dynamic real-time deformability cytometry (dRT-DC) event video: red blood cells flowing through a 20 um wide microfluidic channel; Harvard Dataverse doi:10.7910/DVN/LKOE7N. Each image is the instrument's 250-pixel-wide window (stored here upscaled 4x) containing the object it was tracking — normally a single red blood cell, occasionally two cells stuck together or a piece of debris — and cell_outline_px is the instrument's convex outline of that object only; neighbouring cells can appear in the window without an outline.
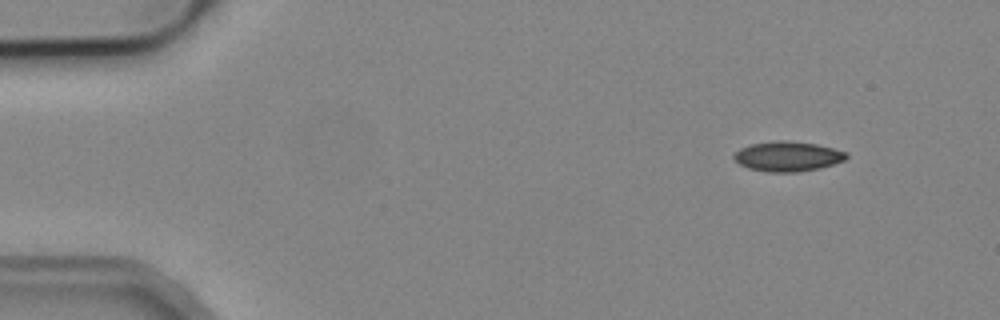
{"species": "common noctule bat (a hibernating species)", "species_latin": "Nyctalus noctula", "temperature_condition": "cold", "stored_images_in_passage": 3, "camera_frame_rate_fps": 3000, "um_per_image_px": 0.085, "animal": {"sex": "male", "body_mass_g": 19.2, "forearm_length_mm": 51.8}, "frame": {"image": 1, "passage_image": 3, "time_ms": 3.333, "image_size_px": [1000, 320], "cell_outline_px": [[848, 156], [844, 160], [820, 168], [800, 172], [768, 172], [748, 168], [740, 164], [732, 156], [740, 148], [752, 144], [776, 140], [788, 140], [816, 144], [848, 152]], "centroid_in_image_um": [66.96, 13.29], "position_along_channel_um": 18.0, "area_um2": 19.59}}